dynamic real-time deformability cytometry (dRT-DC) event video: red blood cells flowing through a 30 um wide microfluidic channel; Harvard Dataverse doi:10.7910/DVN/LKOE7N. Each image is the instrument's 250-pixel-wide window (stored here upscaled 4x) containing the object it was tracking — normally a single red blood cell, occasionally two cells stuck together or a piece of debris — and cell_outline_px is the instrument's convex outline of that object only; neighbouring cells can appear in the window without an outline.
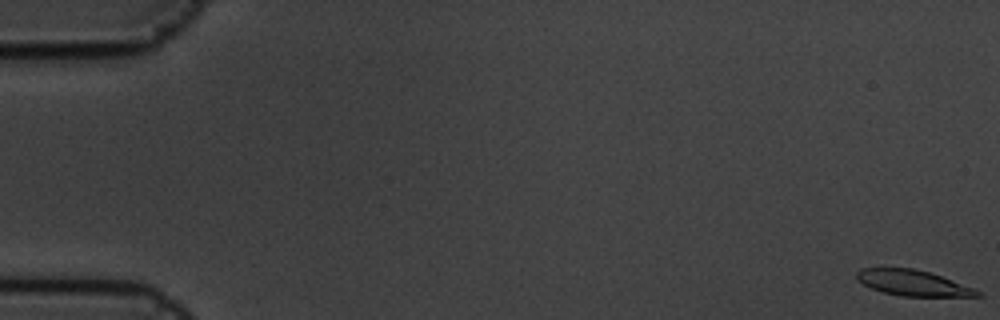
{"species": "common noctule bat (a hibernating species)", "species_latin": "Nyctalus noctula", "temperature_condition": "cold", "stored_images_in_passage": 5, "camera_frame_rate_fps": 3000, "um_per_image_px": 0.085, "animal": {"sex": "male", "body_mass_g": 19.5, "forearm_length_mm": 54.6}, "frame": {"image": 1, "passage_image": 1, "time_ms": 0.0, "image_size_px": [1000, 320], "cell_outline_px": [[984, 296], [900, 296], [884, 292], [872, 288], [856, 280], [856, 272], [860, 268], [912, 268], [928, 272], [976, 288], [984, 292]], "centroid_in_image_um": [77.63, 24.05], "position_along_channel_um": 7.4, "area_um2": 18.03}}
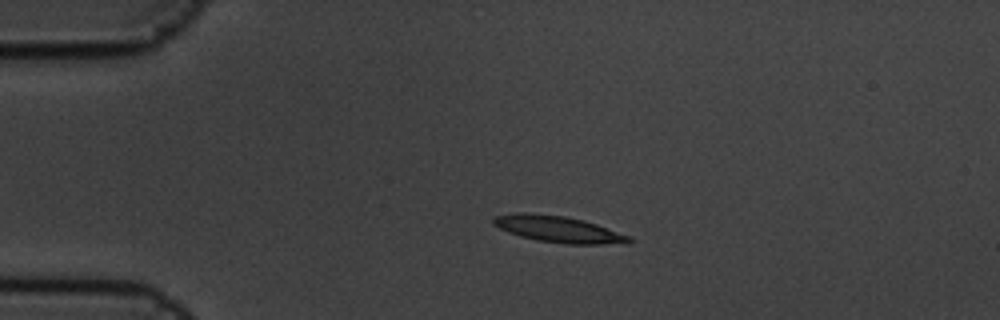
{"frame": {"image": 2, "passage_image": 4, "time_ms": 1.0, "image_size_px": [1000, 320], "cell_outline_px": [[636, 240], [628, 244], [564, 244], [536, 240], [520, 236], [508, 232], [492, 224], [492, 220], [496, 216], [516, 212], [528, 212], [564, 216], [584, 220], [632, 236]], "centroid_in_image_um": [47.52, 19.49], "position_along_channel_um": 37.5, "area_um2": 21.21}}